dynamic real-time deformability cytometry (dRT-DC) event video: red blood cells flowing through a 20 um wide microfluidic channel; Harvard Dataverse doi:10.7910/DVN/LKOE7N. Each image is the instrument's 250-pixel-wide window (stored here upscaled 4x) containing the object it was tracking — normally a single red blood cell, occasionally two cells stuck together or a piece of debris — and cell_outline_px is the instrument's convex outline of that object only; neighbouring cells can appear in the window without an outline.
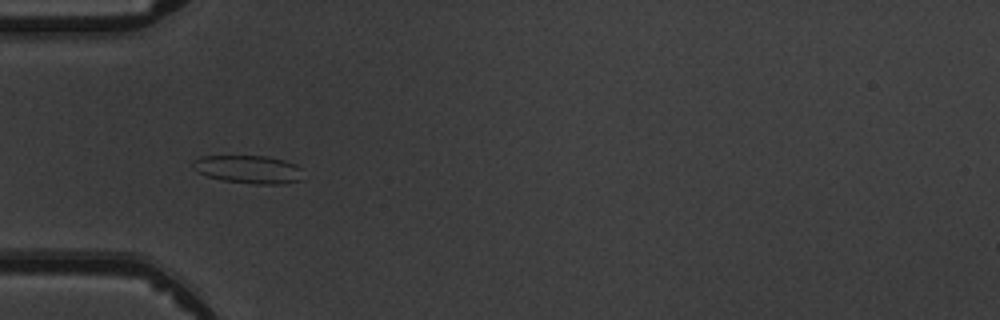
{"species": "common noctule bat (a hibernating species)", "species_latin": "Nyctalus noctula", "temperature_condition": "warm", "stored_images_in_passage": 3, "camera_frame_rate_fps": 3000, "um_per_image_px": 0.085, "animal": {"sex": "male", "body_mass_g": 19.5, "forearm_length_mm": 54.6}, "frame": {"image": 1, "passage_image": 2, "time_ms": 1.333, "image_size_px": [1000, 320], "cell_outline_px": [[300, 180], [280, 184], [252, 184], [220, 180], [196, 172], [192, 168], [192, 164], [200, 156], [268, 156], [284, 160], [296, 164], [300, 168]], "centroid_in_image_um": [21.08, 14.39], "position_along_channel_um": 63.9, "area_um2": 18.03}}
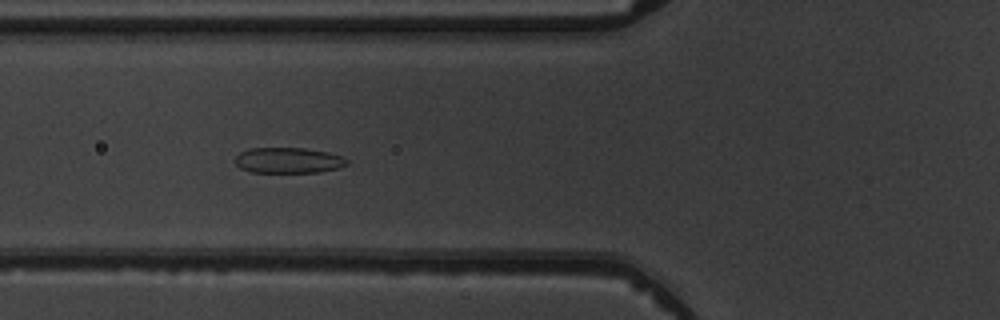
{"frame": {"image": 2, "passage_image": 3, "time_ms": 2.333, "image_size_px": [1000, 320], "cell_outline_px": [[348, 164], [340, 168], [320, 172], [248, 172], [240, 168], [236, 164], [236, 156], [240, 152], [248, 148], [304, 148], [328, 152], [340, 156], [348, 160]], "centroid_in_image_um": [24.51, 13.63], "position_along_channel_um": 101.3, "area_um2": 16.76}}